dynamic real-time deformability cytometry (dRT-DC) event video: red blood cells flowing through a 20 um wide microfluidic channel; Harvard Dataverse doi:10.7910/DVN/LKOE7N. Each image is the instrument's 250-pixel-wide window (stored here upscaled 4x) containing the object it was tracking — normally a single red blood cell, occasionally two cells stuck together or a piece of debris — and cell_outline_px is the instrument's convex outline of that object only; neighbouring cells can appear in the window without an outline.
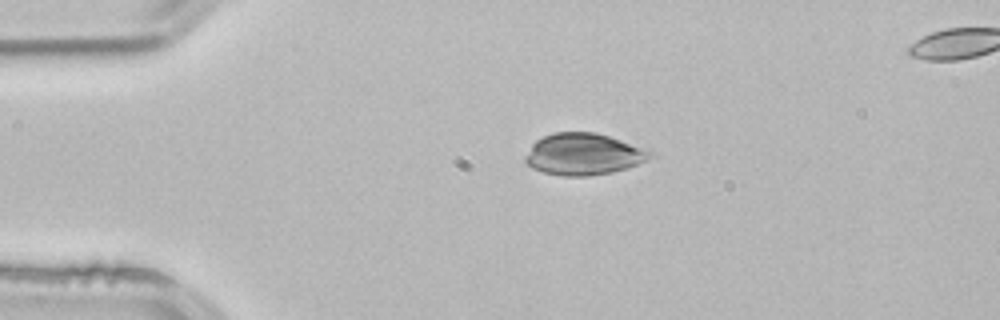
{"species": "common noctule bat (a hibernating species)", "species_latin": "Nyctalus noctula", "temperature_condition": "room temperature", "stored_images_in_passage": 2, "camera_frame_rate_fps": 3000, "um_per_image_px": 0.085, "animal": {"sex": "male", "body_mass_g": 21.5, "forearm_length_mm": 52.0}, "frame": {"image": 1, "passage_image": 1, "time_ms": 0.0, "image_size_px": [1000, 320], "cell_outline_px": [[656, 156], [628, 168], [612, 172], [584, 176], [564, 176], [544, 172], [532, 168], [524, 160], [524, 156], [532, 144], [536, 140], [552, 132], [596, 132], [656, 152]], "centroid_in_image_um": [49.61, 13.1], "position_along_channel_um": 35.4, "area_um2": 30.4}}